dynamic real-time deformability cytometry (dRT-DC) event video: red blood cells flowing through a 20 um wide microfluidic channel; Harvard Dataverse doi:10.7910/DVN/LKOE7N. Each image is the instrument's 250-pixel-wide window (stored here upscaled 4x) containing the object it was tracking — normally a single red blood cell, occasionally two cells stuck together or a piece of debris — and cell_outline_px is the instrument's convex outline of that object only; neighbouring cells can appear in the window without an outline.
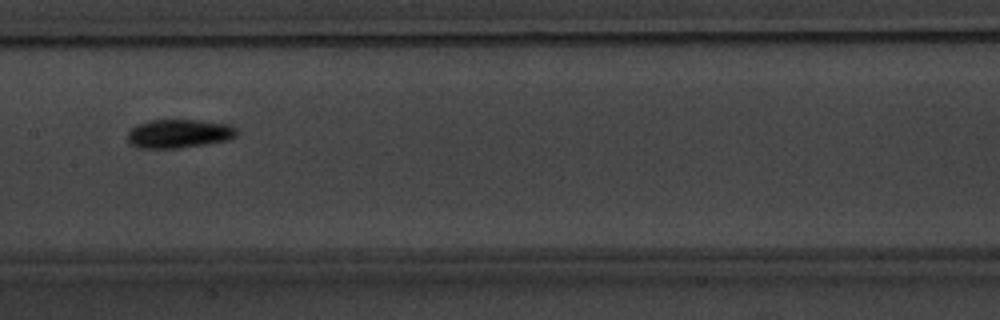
{"species": "common noctule bat (a hibernating species)", "species_latin": "Nyctalus noctula", "temperature_condition": "warm", "stored_images_in_passage": 7, "camera_frame_rate_fps": 3000, "um_per_image_px": 0.085, "animal": {"sex": "male", "body_mass_g": 20.1, "forearm_length_mm": 53.5}, "frame": {"image": 1, "passage_image": 4, "time_ms": 4.333, "image_size_px": [1000, 320], "cell_outline_px": [[236, 136], [228, 140], [180, 148], [140, 148], [132, 144], [128, 140], [128, 132], [136, 124], [148, 120], [200, 120], [232, 124], [236, 128]], "centroid_in_image_um": [15.23, 11.34], "position_along_channel_um": 192.2, "area_um2": 18.32}}
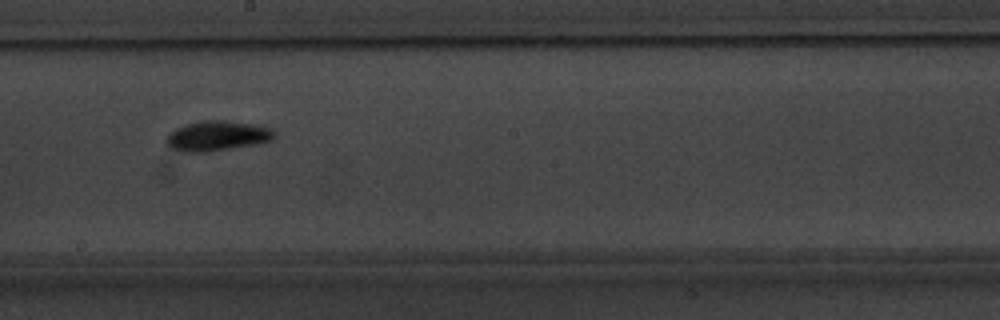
{"frame": {"image": 2, "passage_image": 5, "time_ms": 5.333, "image_size_px": [1000, 320], "cell_outline_px": [[276, 136], [272, 140], [260, 144], [208, 152], [184, 152], [168, 144], [168, 136], [176, 128], [188, 124], [204, 120], [224, 120], [264, 124], [272, 128], [276, 132]], "centroid_in_image_um": [18.63, 11.53], "position_along_channel_um": 229.6, "area_um2": 19.07}}